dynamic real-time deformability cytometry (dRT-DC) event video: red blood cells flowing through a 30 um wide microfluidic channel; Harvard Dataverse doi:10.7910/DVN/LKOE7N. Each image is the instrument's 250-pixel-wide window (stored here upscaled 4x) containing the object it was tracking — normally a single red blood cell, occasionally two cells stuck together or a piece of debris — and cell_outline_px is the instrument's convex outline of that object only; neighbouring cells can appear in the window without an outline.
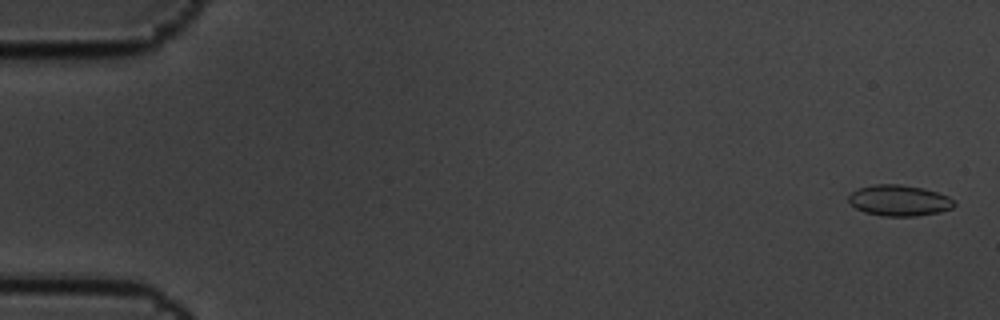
{"species": "common noctule bat (a hibernating species)", "species_latin": "Nyctalus noctula", "temperature_condition": "cold", "stored_images_in_passage": 9, "camera_frame_rate_fps": 3000, "um_per_image_px": 0.085, "animal": {"sex": "male", "body_mass_g": 19.5, "forearm_length_mm": 54.6}, "frame": {"image": 1, "passage_image": 1, "time_ms": 0.0, "image_size_px": [1000, 320], "cell_outline_px": [[956, 204], [952, 208], [940, 212], [916, 216], [884, 216], [864, 212], [856, 208], [848, 200], [848, 196], [852, 192], [860, 188], [876, 184], [900, 184], [924, 188], [948, 196]], "centroid_in_image_um": [76.44, 17.04], "position_along_channel_um": 8.6, "area_um2": 18.96}}
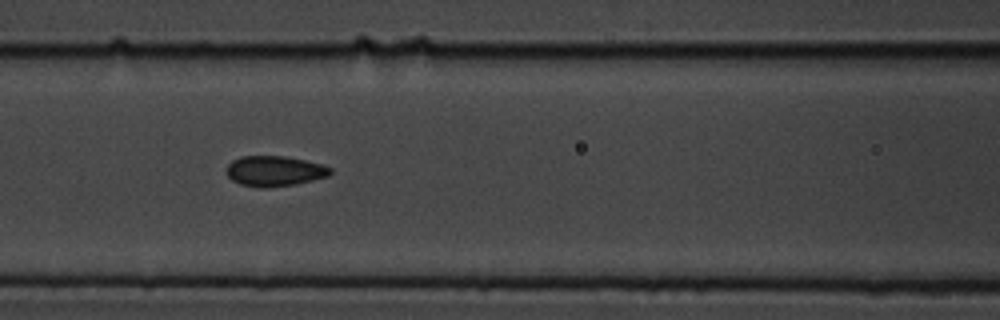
{"frame": {"image": 2, "passage_image": 8, "time_ms": 2.333, "image_size_px": [1000, 320], "cell_outline_px": [[332, 172], [328, 176], [296, 184], [268, 188], [260, 188], [240, 184], [232, 180], [228, 176], [228, 164], [232, 160], [240, 156], [284, 156], [304, 160], [320, 164], [332, 168]], "centroid_in_image_um": [23.33, 14.54], "position_along_channel_um": 143.3, "area_um2": 18.32}}
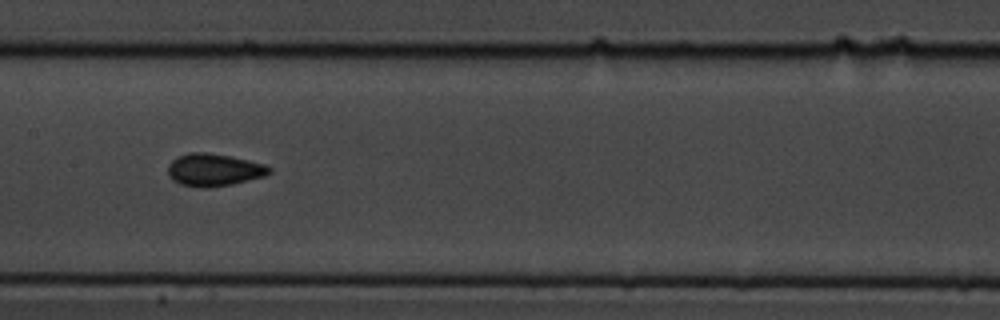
{"frame": {"image": 3, "passage_image": 9, "time_ms": 2.667, "image_size_px": [1000, 320], "cell_outline_px": [[272, 172], [264, 176], [232, 184], [208, 188], [204, 188], [180, 184], [172, 180], [168, 176], [168, 164], [176, 156], [188, 152], [204, 152], [228, 156], [248, 160], [264, 164], [272, 168]], "centroid_in_image_um": [18.15, 14.44], "position_along_channel_um": 189.2, "area_um2": 19.25}}